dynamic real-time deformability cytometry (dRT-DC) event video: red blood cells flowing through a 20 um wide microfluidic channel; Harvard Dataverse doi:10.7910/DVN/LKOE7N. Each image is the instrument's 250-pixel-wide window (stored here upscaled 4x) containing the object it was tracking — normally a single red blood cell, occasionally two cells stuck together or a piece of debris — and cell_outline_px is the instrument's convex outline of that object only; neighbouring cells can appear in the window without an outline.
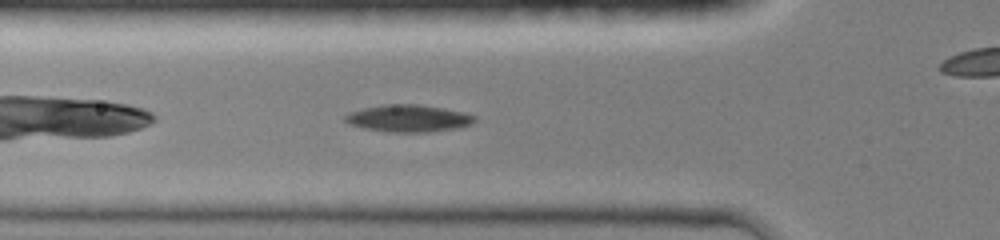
{"species": "common noctule bat (a hibernating species)", "species_latin": "Nyctalus noctula", "temperature_condition": "room temperature", "stored_images_in_passage": 28, "camera_frame_rate_fps": 3000, "um_per_image_px": 0.085, "animal": {"sex": "female", "body_mass_g": 19.0, "forearm_length_mm": 51.5}, "frame": {"image": 1, "passage_image": 3, "time_ms": 0.667, "image_size_px": [1000, 240], "cell_outline_px": [[476, 120], [472, 124], [460, 128], [428, 132], [388, 132], [364, 128], [348, 124], [344, 120], [344, 116], [348, 112], [364, 108], [384, 104], [416, 104], [444, 108], [464, 112], [476, 116]], "centroid_in_image_um": [34.73, 10.06], "position_along_channel_um": 91.1, "area_um2": 20.69}}
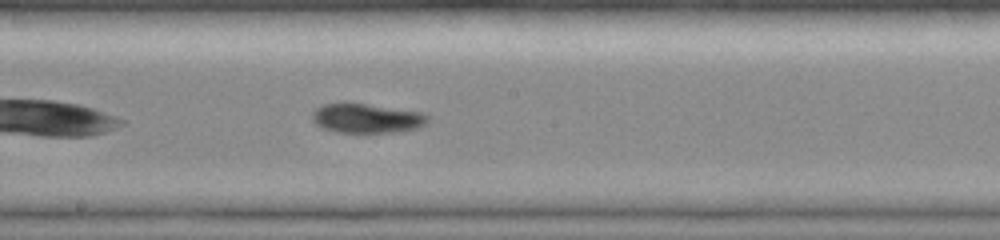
{"frame": {"image": 2, "passage_image": 12, "time_ms": 3.667, "image_size_px": [1000, 240], "cell_outline_px": [[428, 124], [420, 128], [392, 132], [336, 132], [320, 128], [312, 120], [312, 112], [316, 108], [324, 104], [344, 100], [424, 112], [428, 116]], "centroid_in_image_um": [31.15, 10.02], "position_along_channel_um": 217.0, "area_um2": 20.58}}
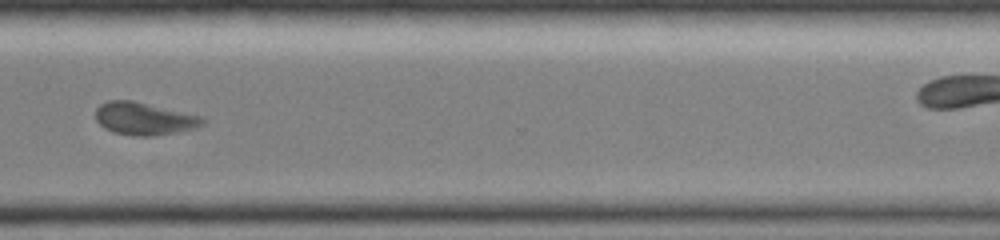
{"frame": {"image": 3, "passage_image": 22, "time_ms": 7.0, "image_size_px": [1000, 240], "cell_outline_px": [[208, 120], [204, 124], [196, 128], [180, 132], [152, 136], [132, 136], [112, 132], [104, 128], [96, 120], [96, 108], [100, 104], [108, 100], [132, 100], [204, 116]], "centroid_in_image_um": [12.3, 10.09], "position_along_channel_um": 358.3, "area_um2": 20.75}, "authors_computed_cell_mechanics": {"area_um2": 20.23, "velocity_mm_per_s": 4.2092, "shape_relaxation_time_tau1_ms": null, "shape_relaxation_time_tau2_ms": 5.8538, "deformation_change_tau1": null, "deformation_change_tau2": 0.1234}}